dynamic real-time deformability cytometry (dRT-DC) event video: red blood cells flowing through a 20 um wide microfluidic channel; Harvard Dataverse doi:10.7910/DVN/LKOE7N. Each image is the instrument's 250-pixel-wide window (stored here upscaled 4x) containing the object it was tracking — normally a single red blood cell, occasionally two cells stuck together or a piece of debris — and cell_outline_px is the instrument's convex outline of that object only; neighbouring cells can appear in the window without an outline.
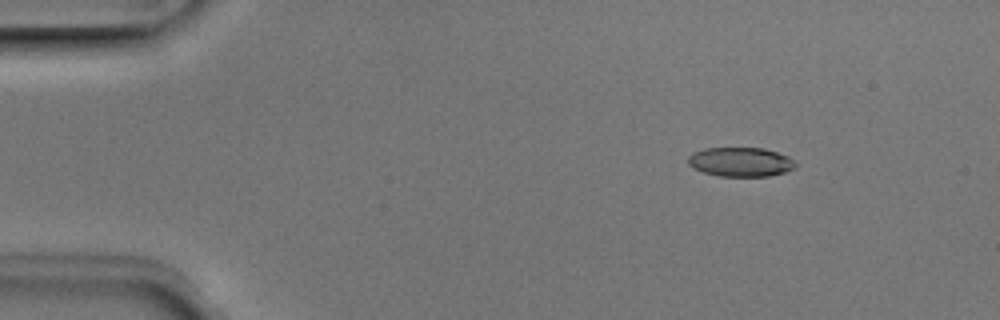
{"species": "Egyptian fruit bat (a non-hibernating species)", "species_latin": "Rousettus aegyptiacus", "temperature_condition": "room temperature", "stored_images_in_passage": 5, "camera_frame_rate_fps": 3000, "um_per_image_px": 0.085, "animal": {"sex": "male"}, "frame": {"image": 1, "passage_image": 2, "time_ms": 0.333, "image_size_px": [1000, 320], "cell_outline_px": [[796, 168], [784, 172], [768, 176], [720, 176], [704, 172], [692, 168], [688, 164], [688, 156], [692, 152], [704, 148], [764, 148], [788, 156], [796, 160]], "centroid_in_image_um": [62.95, 13.76], "position_along_channel_um": 22.1, "area_um2": 18.44}}
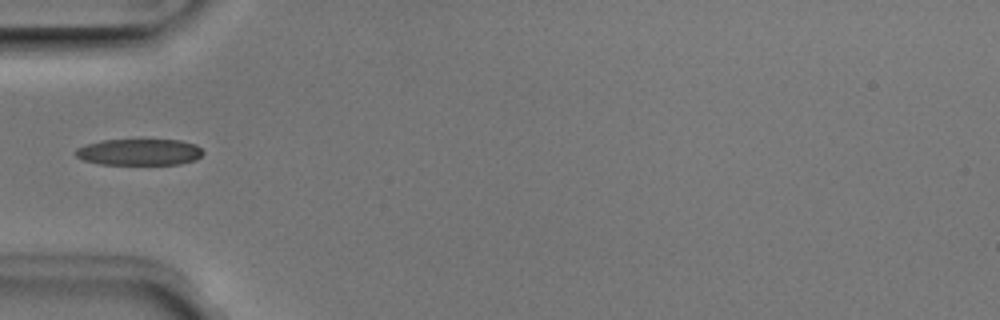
{"frame": {"image": 2, "passage_image": 4, "time_ms": 1.0, "image_size_px": [1000, 320], "cell_outline_px": [[204, 152], [196, 160], [180, 164], [100, 164], [84, 160], [76, 156], [76, 148], [88, 144], [104, 140], [180, 140], [196, 144]], "centroid_in_image_um": [11.88, 12.93], "position_along_channel_um": 73.1, "area_um2": 19.48}}